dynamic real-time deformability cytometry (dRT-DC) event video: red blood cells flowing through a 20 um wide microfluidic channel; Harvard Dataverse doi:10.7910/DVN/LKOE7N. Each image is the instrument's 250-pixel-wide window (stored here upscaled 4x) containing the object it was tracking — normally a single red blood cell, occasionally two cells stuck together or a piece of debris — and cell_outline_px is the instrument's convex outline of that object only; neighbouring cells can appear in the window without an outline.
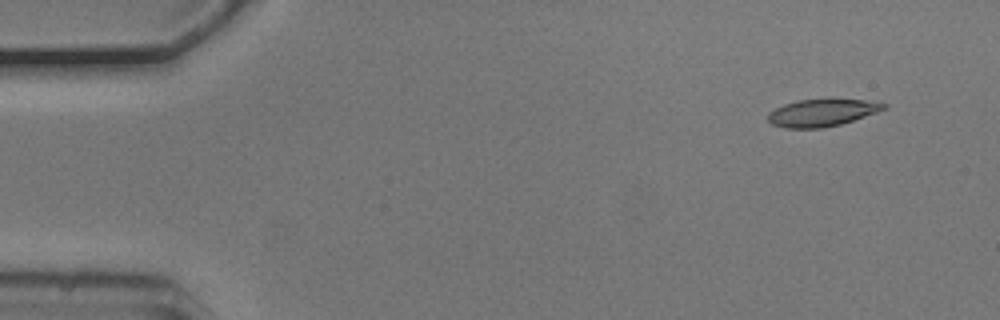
{"species": "common noctule bat (a hibernating species)", "species_latin": "Nyctalus noctula", "temperature_condition": "cold", "stored_images_in_passage": 5, "segment_of_instrument_passage": [1, 2], "camera_frame_rate_fps": 3000, "um_per_image_px": 0.085, "animal": {"sex": "male", "body_mass_g": 20.5, "forearm_length_mm": 52.5}, "frame": {"image": 1, "passage_image": 1, "time_ms": 0.0, "image_size_px": [1000, 320], "cell_outline_px": [[888, 108], [840, 124], [824, 128], [784, 128], [772, 124], [768, 120], [768, 112], [784, 104], [800, 100], [864, 100], [888, 104]], "centroid_in_image_um": [69.84, 9.59], "position_along_channel_um": 15.2, "area_um2": 18.03}}
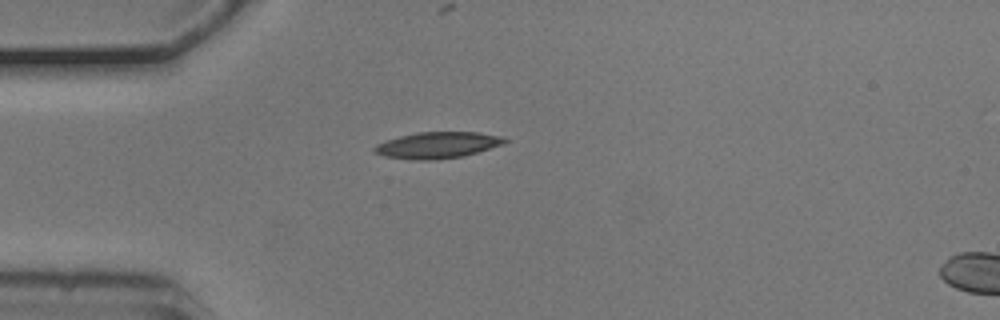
{"frame": {"image": 2, "passage_image": 4, "time_ms": 1.0, "image_size_px": [1000, 320], "cell_outline_px": [[508, 140], [504, 144], [464, 156], [432, 160], [408, 160], [384, 156], [372, 152], [372, 148], [376, 144], [400, 136], [416, 132], [476, 132], [504, 136]], "centroid_in_image_um": [37.17, 12.34], "position_along_channel_um": 47.8, "area_um2": 20.17}}